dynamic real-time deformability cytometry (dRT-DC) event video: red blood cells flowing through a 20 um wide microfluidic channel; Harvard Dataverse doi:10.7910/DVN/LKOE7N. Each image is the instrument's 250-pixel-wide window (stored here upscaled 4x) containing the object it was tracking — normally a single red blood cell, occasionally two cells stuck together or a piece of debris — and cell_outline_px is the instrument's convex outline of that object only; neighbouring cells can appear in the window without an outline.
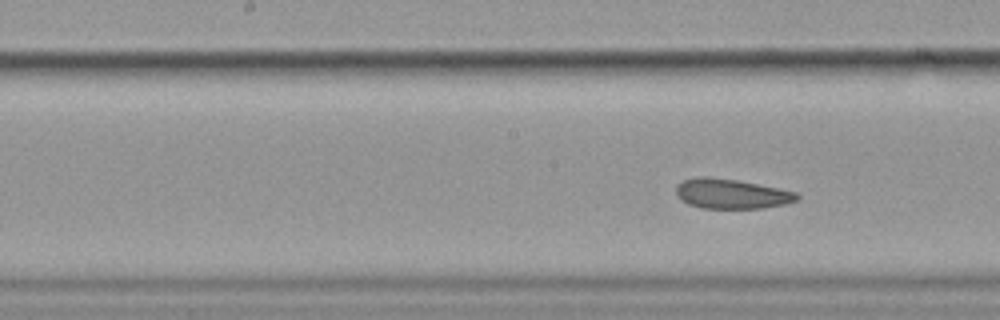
{"species": "common noctule bat (a hibernating species)", "species_latin": "Nyctalus noctula", "temperature_condition": "cold", "stored_images_in_passage": 10, "segment_of_instrument_passage": [2, 2], "camera_frame_rate_fps": 3000, "um_per_image_px": 0.085, "animal": {"sex": "female", "body_mass_g": 19.9}, "frame": {"image": 1, "passage_image": 10, "time_ms": 11.667, "image_size_px": [1000, 320], "cell_outline_px": [[800, 196], [796, 200], [784, 204], [764, 208], [700, 208], [688, 204], [680, 200], [676, 196], [676, 184], [684, 180], [700, 176], [704, 176], [736, 180], [800, 192]], "centroid_in_image_um": [62.15, 16.47], "position_along_channel_um": 186.0, "area_um2": 21.1}}